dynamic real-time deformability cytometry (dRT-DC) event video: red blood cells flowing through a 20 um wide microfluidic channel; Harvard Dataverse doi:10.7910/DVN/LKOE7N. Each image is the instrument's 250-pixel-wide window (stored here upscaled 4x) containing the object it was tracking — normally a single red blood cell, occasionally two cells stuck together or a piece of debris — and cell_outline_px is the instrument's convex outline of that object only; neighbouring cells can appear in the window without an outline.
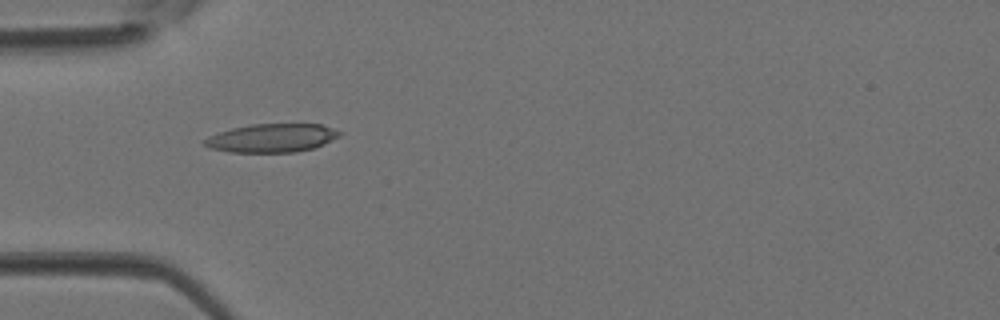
{"species": "Egyptian fruit bat (a non-hibernating species)", "species_latin": "Rousettus aegyptiacus", "temperature_condition": "room temperature", "stored_images_in_passage": 4, "camera_frame_rate_fps": 3000, "um_per_image_px": 0.085, "animal": {"sex": "female"}, "frame": {"image": 1, "passage_image": 3, "time_ms": 0.667, "image_size_px": [1000, 320], "cell_outline_px": [[344, 132], [340, 136], [324, 144], [312, 148], [296, 152], [228, 152], [208, 148], [204, 144], [204, 140], [208, 136], [232, 128], [252, 124], [320, 124]], "centroid_in_image_um": [23.11, 11.73], "position_along_channel_um": 61.9, "area_um2": 22.43}}
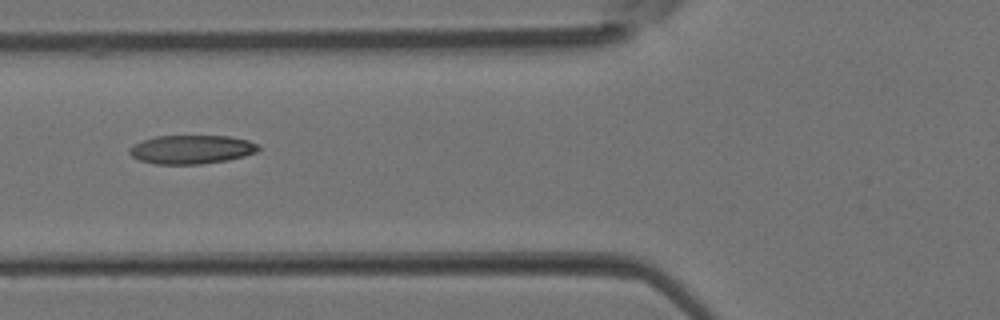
{"frame": {"image": 2, "passage_image": 4, "time_ms": 1.0, "image_size_px": [1000, 320], "cell_outline_px": [[260, 148], [256, 152], [244, 156], [228, 160], [200, 164], [156, 164], [140, 160], [132, 156], [128, 152], [128, 148], [132, 144], [156, 136], [228, 136], [248, 140], [260, 144]], "centroid_in_image_um": [16.28, 12.7], "position_along_channel_um": 109.5, "area_um2": 21.68}}